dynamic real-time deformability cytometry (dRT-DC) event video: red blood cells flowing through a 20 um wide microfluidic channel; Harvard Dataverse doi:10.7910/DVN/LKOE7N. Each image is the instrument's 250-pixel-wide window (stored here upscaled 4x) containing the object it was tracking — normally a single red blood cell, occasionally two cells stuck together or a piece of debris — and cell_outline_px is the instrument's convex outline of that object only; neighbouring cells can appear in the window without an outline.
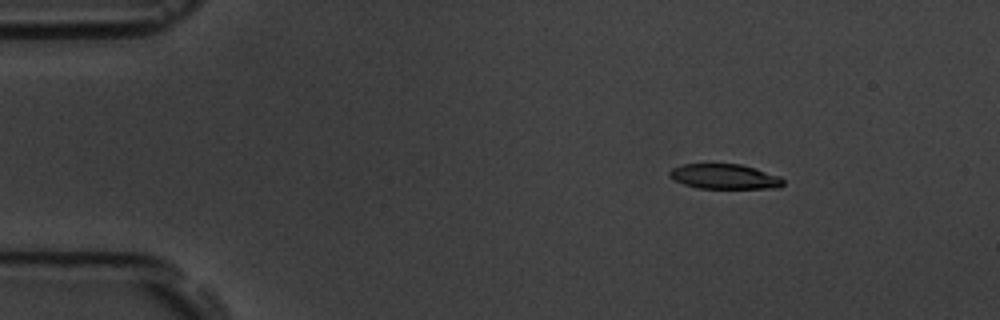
{"species": "common noctule bat (a hibernating species)", "species_latin": "Nyctalus noctula", "temperature_condition": "room temperature", "stored_images_in_passage": 6, "camera_frame_rate_fps": 3000, "um_per_image_px": 0.085, "animal": {"sex": "male", "body_mass_g": 19.5, "forearm_length_mm": 54.6}, "frame": {"image": 1, "passage_image": 3, "time_ms": 2.333, "image_size_px": [1000, 320], "cell_outline_px": [[784, 184], [780, 188], [696, 188], [684, 184], [668, 176], [668, 172], [672, 168], [684, 164], [740, 164], [780, 176], [784, 180]], "centroid_in_image_um": [61.59, 15.01], "position_along_channel_um": 23.4, "area_um2": 16.47}}
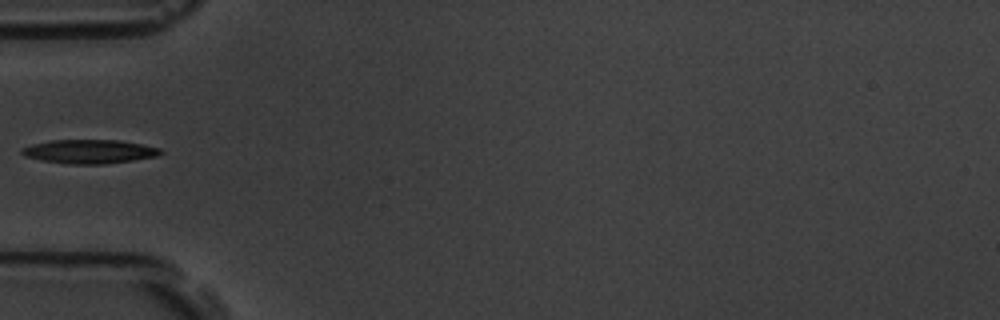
{"frame": {"image": 2, "passage_image": 6, "time_ms": 6.0, "image_size_px": [1000, 320], "cell_outline_px": [[164, 152], [156, 156], [132, 160], [104, 164], [72, 164], [40, 160], [24, 156], [20, 152], [20, 148], [32, 144], [52, 140], [120, 140], [160, 148]], "centroid_in_image_um": [7.56, 12.88], "position_along_channel_um": 77.4, "area_um2": 19.25}}